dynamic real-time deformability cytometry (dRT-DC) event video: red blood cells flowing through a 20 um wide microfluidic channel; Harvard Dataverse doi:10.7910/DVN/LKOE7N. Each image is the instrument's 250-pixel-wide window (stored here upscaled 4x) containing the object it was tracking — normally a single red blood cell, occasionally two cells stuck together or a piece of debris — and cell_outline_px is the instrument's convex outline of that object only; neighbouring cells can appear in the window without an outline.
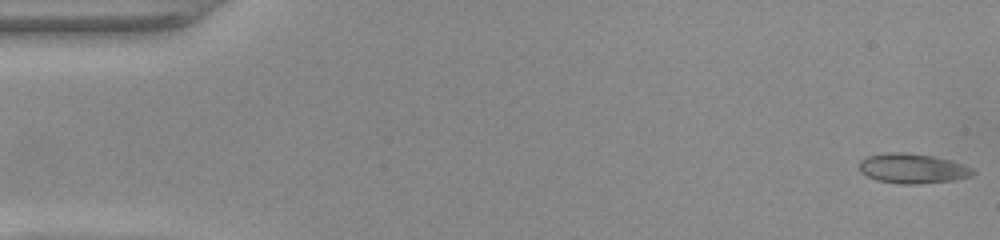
{"species": "common noctule bat (a hibernating species)", "species_latin": "Nyctalus noctula", "temperature_condition": "warm", "stored_images_in_passage": 50, "camera_frame_rate_fps": 3000, "um_per_image_px": 0.085, "animal": {"sex": "female", "body_mass_g": 22.0, "forearm_length_mm": 56.7}, "frame": {"image": 1, "passage_image": 1, "time_ms": 0.0, "image_size_px": [1000, 240], "cell_outline_px": [[976, 172], [972, 176], [952, 180], [920, 184], [900, 184], [876, 180], [860, 172], [860, 160], [868, 156], [888, 152], [908, 152], [932, 156], [964, 164], [972, 168]], "centroid_in_image_um": [77.57, 14.32], "position_along_channel_um": 7.4, "area_um2": 19.77}}
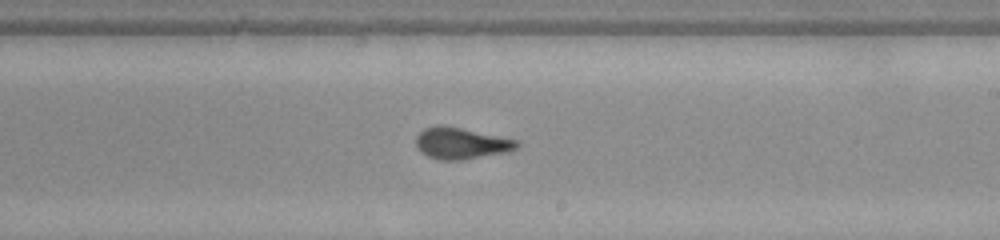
{"frame": {"image": 2, "passage_image": 29, "time_ms": 9.333, "image_size_px": [1000, 240], "cell_outline_px": [[520, 144], [516, 148], [508, 152], [460, 160], [440, 160], [428, 156], [420, 152], [416, 148], [416, 136], [424, 128], [436, 124], [440, 124], [520, 140]], "centroid_in_image_um": [39.18, 12.17], "position_along_channel_um": 249.8, "area_um2": 18.61}}
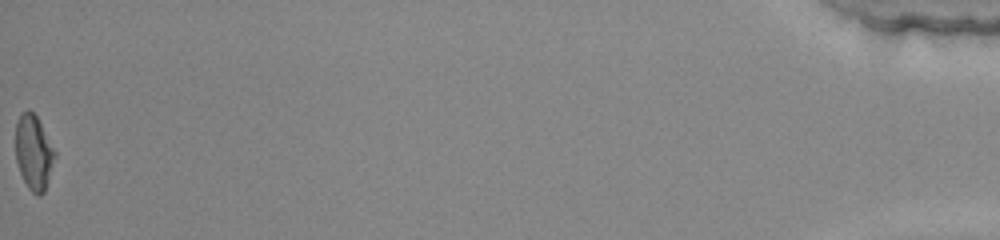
{"frame": {"image": 3, "passage_image": 50, "time_ms": 16.333, "image_size_px": [1000, 240], "cell_outline_px": [[56, 156], [44, 192], [40, 196], [36, 196], [28, 188], [20, 172], [16, 160], [16, 124], [20, 112], [28, 108], [36, 116], [56, 152]], "centroid_in_image_um": [2.86, 12.95], "position_along_channel_um": 432.3, "area_um2": 17.05}, "authors_computed_cell_mechanics": {"area_um2": 18.496, "velocity_mm_per_s": 4.1048, "shape_relaxation_time_tau1_ms": 10.8797, "shape_relaxation_time_tau2_ms": 0.8655, "deformation_change_tau1": 0.3121, "deformation_change_tau2": 0.074}}